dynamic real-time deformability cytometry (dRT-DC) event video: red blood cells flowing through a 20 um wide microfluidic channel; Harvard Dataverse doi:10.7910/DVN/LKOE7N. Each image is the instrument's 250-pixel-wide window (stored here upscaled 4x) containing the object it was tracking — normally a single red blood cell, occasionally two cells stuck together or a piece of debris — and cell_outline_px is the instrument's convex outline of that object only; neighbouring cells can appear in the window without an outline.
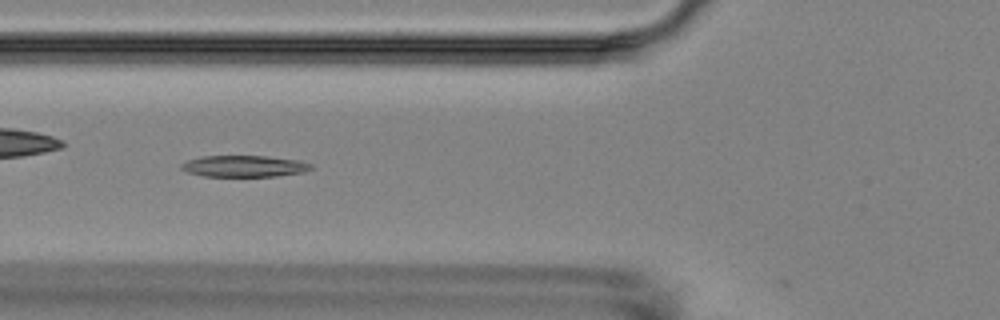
{"species": "Egyptian fruit bat (a non-hibernating species)", "species_latin": "Rousettus aegyptiacus", "temperature_condition": "room temperature", "stored_images_in_passage": 11, "camera_frame_rate_fps": 3000, "um_per_image_px": 0.085, "animal": {"sex": "female"}, "frame": {"image": 1, "passage_image": 5, "time_ms": 5.667, "image_size_px": [1000, 320], "cell_outline_px": [[312, 168], [304, 172], [276, 176], [204, 176], [188, 172], [180, 168], [180, 164], [188, 160], [200, 156], [264, 156], [296, 160], [312, 164]], "centroid_in_image_um": [20.72, 14.12], "position_along_channel_um": 105.1, "area_um2": 16.07}}
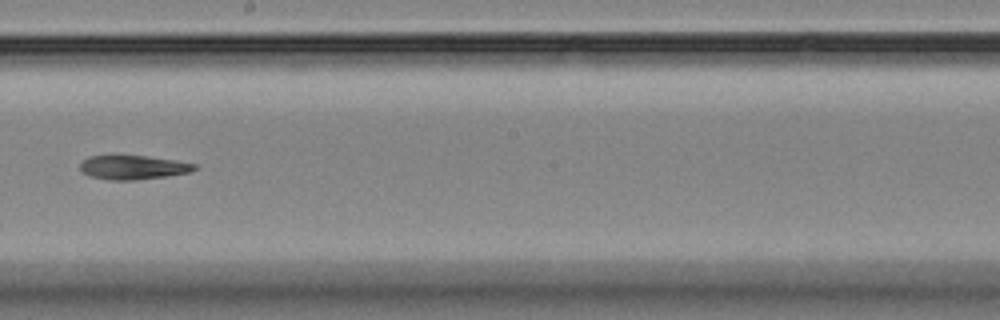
{"frame": {"image": 2, "passage_image": 8, "time_ms": 9.333, "image_size_px": [1000, 320], "cell_outline_px": [[200, 168], [192, 172], [168, 176], [136, 180], [112, 180], [92, 176], [84, 172], [80, 168], [80, 164], [84, 160], [92, 156], [144, 156], [172, 160], [196, 164]], "centroid_in_image_um": [11.4, 14.24], "position_along_channel_um": 236.8, "area_um2": 15.78}}
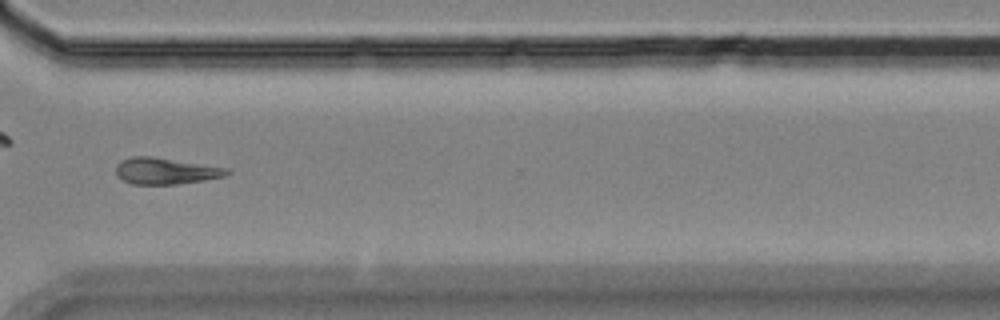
{"frame": {"image": 3, "passage_image": 11, "time_ms": 12.667, "image_size_px": [1000, 320], "cell_outline_px": [[232, 172], [224, 176], [204, 180], [176, 184], [132, 184], [116, 176], [116, 164], [120, 160], [132, 156], [152, 156], [228, 168]], "centroid_in_image_um": [14.05, 14.52], "position_along_channel_um": 356.6, "area_um2": 17.11}}